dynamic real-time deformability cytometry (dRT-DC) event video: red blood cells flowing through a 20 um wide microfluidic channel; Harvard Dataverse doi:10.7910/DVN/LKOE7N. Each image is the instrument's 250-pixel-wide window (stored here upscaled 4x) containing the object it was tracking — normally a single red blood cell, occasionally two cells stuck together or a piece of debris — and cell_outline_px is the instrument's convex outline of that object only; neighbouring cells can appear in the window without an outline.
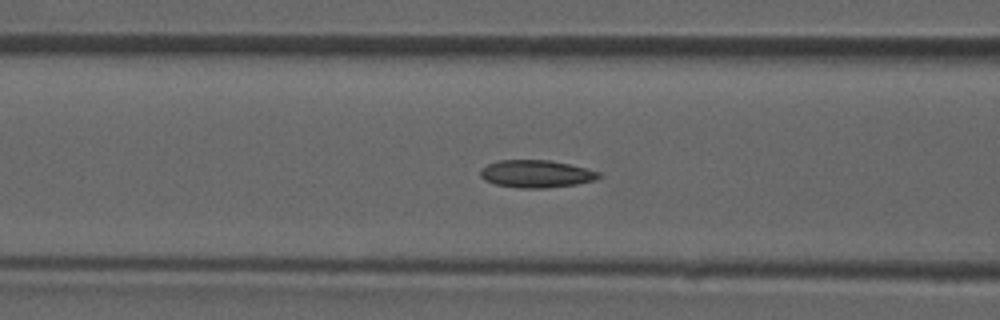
{"species": "common noctule bat (a hibernating species)", "species_latin": "Nyctalus noctula", "temperature_condition": "room temperature", "stored_images_in_passage": 41, "camera_frame_rate_fps": 3000, "um_per_image_px": 0.085, "animal": {"sex": "male", "forearm_length_mm": 52.5}, "frame": {"image": 1, "passage_image": 18, "time_ms": 5.667, "image_size_px": [1000, 320], "cell_outline_px": [[600, 176], [596, 180], [576, 184], [544, 188], [520, 188], [496, 184], [484, 180], [480, 176], [480, 168], [488, 164], [500, 160], [548, 160], [568, 164], [600, 172]], "centroid_in_image_um": [45.55, 14.78], "position_along_channel_um": 121.1, "area_um2": 18.84}}